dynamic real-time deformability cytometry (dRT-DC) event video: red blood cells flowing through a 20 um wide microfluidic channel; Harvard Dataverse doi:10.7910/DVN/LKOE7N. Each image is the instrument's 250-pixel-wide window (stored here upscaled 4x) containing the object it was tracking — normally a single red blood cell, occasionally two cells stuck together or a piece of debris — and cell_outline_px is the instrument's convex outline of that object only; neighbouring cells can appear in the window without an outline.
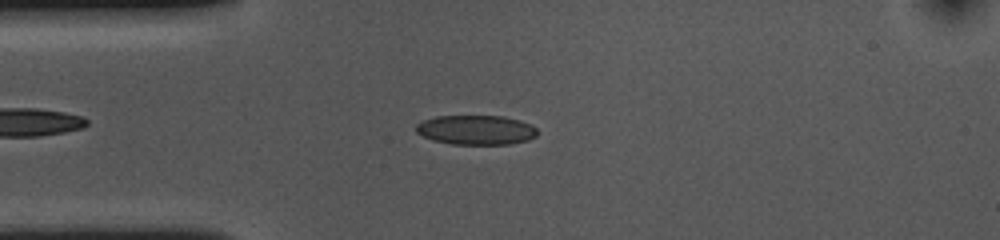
{"species": "common noctule bat (a hibernating species)", "species_latin": "Nyctalus noctula", "temperature_condition": "cold", "stored_images_in_passage": 48, "camera_frame_rate_fps": 3000, "um_per_image_px": 0.085, "animal": {"sex": "female", "body_mass_g": 10.0, "forearm_length_mm": 53.1}, "frame": {"image": 1, "passage_image": 6, "time_ms": 1.667, "image_size_px": [1000, 240], "cell_outline_px": [[536, 136], [528, 140], [508, 144], [452, 144], [432, 140], [416, 132], [416, 124], [424, 120], [436, 116], [504, 116], [520, 120], [532, 124], [536, 128]], "centroid_in_image_um": [40.47, 11.04], "position_along_channel_um": 44.5, "area_um2": 20.87}}
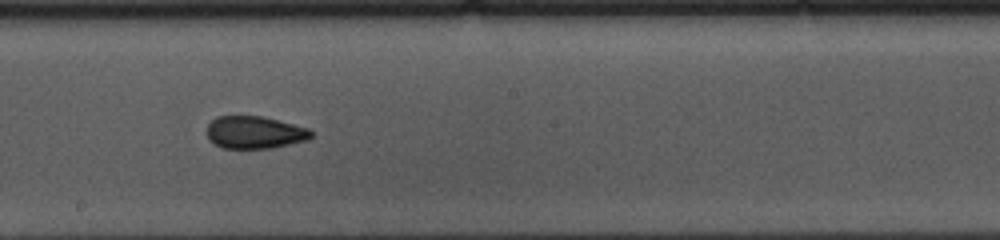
{"frame": {"image": 2, "passage_image": 22, "time_ms": 7.0, "image_size_px": [1000, 240], "cell_outline_px": [[312, 136], [308, 140], [272, 148], [224, 148], [208, 140], [208, 124], [216, 116], [260, 116], [308, 128], [312, 132]], "centroid_in_image_um": [21.64, 11.26], "position_along_channel_um": 226.6, "area_um2": 19.54}}
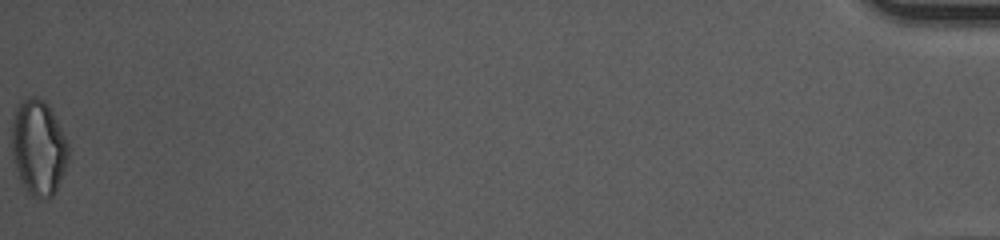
{"frame": {"image": 3, "passage_image": 48, "time_ms": 15.667, "image_size_px": [1000, 240], "cell_outline_px": [[68, 160], [64, 172], [52, 196], [32, 196], [28, 192], [20, 180], [12, 160], [12, 124], [16, 108], [20, 100], [28, 96], [36, 96], [44, 100], [56, 120], [68, 144]], "centroid_in_image_um": [3.24, 12.51], "position_along_channel_um": 432.0, "area_um2": 31.04}, "authors_computed_cell_mechanics": {"area_um2": 20.8369, "velocity_mm_per_s": 3.6061, "shape_relaxation_time_tau1_ms": 4.1102, "shape_relaxation_time_tau2_ms": 2.152, "deformation_change_tau1": 0.1114, "deformation_change_tau2": 0.0836}}